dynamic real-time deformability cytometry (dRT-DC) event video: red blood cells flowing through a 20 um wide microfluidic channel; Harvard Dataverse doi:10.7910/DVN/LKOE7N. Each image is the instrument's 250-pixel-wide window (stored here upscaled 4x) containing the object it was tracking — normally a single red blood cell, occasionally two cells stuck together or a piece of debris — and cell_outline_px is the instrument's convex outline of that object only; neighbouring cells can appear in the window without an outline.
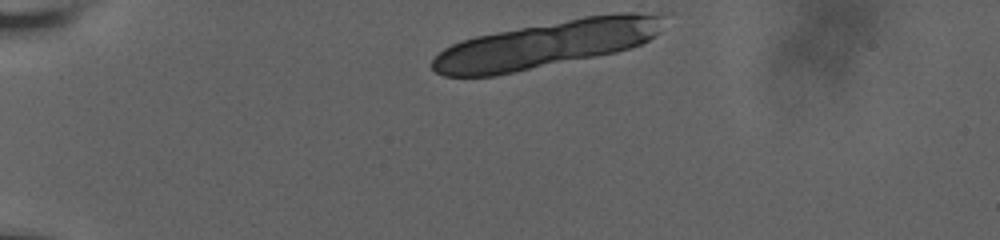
{"species": "human", "species_latin": "Homo sapiens", "temperature_condition": "room temperature", "stored_images_in_passage": 9, "camera_frame_rate_fps": 3000, "um_per_image_px": 0.085, "donor": {"sex": "male"}, "frame": {"image": 1, "passage_image": 1, "time_ms": 0.0, "image_size_px": [1000, 240], "cell_outline_px": [[664, 16], [656, 32], [648, 40], [640, 44], [616, 52], [496, 76], [444, 76], [436, 72], [432, 68], [432, 60], [444, 48], [460, 40], [476, 36], [496, 32], [584, 16], [620, 12], [636, 12]], "centroid_in_image_um": [46.37, 3.77], "position_along_channel_um": 38.6, "area_um2": 62.37}}